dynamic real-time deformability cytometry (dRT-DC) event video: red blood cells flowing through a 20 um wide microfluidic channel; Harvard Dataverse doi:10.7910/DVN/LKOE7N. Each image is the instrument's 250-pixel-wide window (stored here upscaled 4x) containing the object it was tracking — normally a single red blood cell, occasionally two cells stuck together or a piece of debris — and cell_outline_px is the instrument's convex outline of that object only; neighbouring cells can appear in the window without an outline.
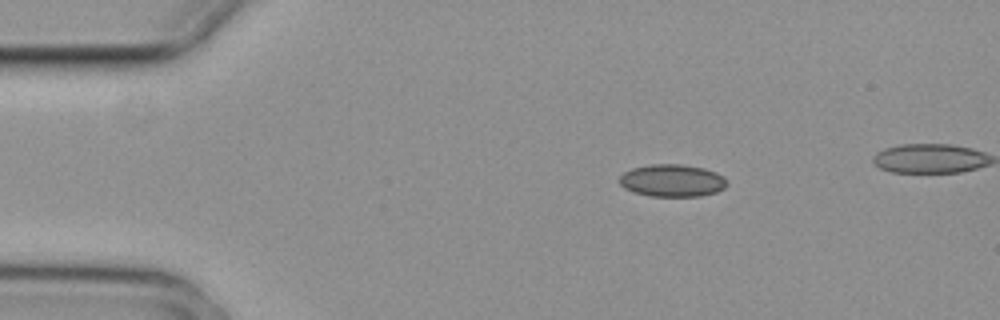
{"species": "common noctule bat (a hibernating species)", "species_latin": "Nyctalus noctula", "temperature_condition": "cold", "stored_images_in_passage": 7, "camera_frame_rate_fps": 3000, "um_per_image_px": 0.085, "animal": {"sex": "female", "body_mass_g": 29.2, "forearm_length_mm": 56.3}, "frame": {"image": 1, "passage_image": 1, "time_ms": 0.0, "image_size_px": [1000, 320], "cell_outline_px": [[728, 184], [724, 188], [716, 192], [700, 196], [652, 196], [632, 192], [624, 188], [620, 184], [620, 176], [624, 172], [632, 168], [652, 164], [680, 164], [704, 168], [716, 172], [724, 176]], "centroid_in_image_um": [57.15, 15.34], "position_along_channel_um": 27.9, "area_um2": 20.35}}
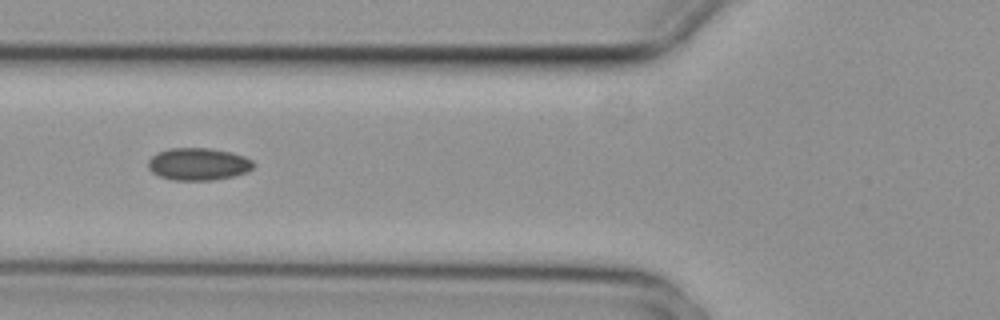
{"frame": {"image": 2, "passage_image": 4, "time_ms": 1.0, "image_size_px": [1000, 320], "cell_outline_px": [[256, 164], [248, 172], [232, 176], [212, 180], [172, 180], [160, 176], [152, 172], [148, 168], [148, 160], [156, 152], [168, 148], [208, 148], [232, 152], [244, 156], [252, 160]], "centroid_in_image_um": [16.85, 13.94], "position_along_channel_um": 108.9, "area_um2": 20.0}}
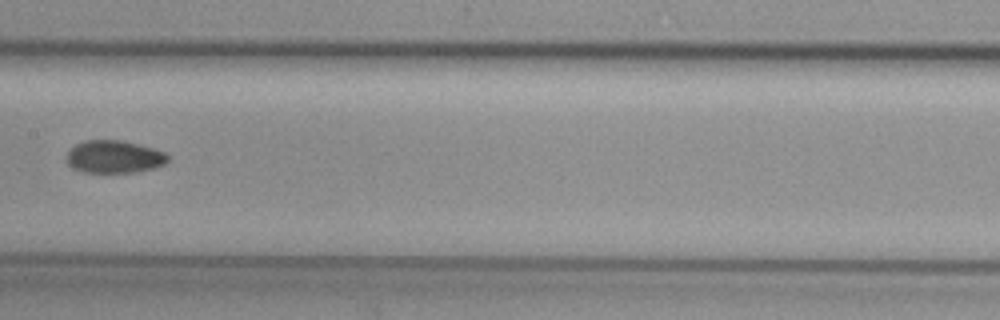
{"frame": {"image": 3, "passage_image": 6, "time_ms": 1.667, "image_size_px": [1000, 320], "cell_outline_px": [[168, 160], [164, 164], [152, 168], [136, 172], [84, 172], [68, 164], [68, 152], [76, 144], [84, 140], [124, 140], [152, 148], [164, 152], [168, 156]], "centroid_in_image_um": [9.72, 13.31], "position_along_channel_um": 197.7, "area_um2": 18.96}}